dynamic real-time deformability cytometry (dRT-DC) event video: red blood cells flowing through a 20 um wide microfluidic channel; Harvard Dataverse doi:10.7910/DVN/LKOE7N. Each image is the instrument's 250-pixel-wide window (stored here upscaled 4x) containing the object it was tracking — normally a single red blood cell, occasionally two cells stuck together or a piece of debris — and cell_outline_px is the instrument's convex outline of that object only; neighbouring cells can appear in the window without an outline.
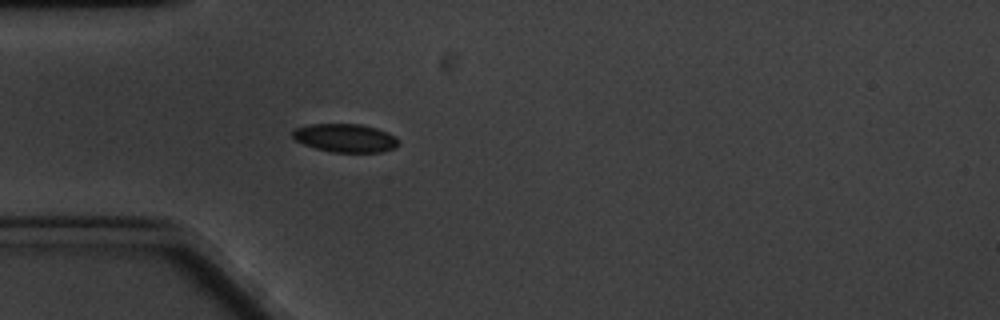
{"species": "common noctule bat (a hibernating species)", "species_latin": "Nyctalus noctula", "temperature_condition": "cold", "stored_images_in_passage": 45, "camera_frame_rate_fps": 3000, "um_per_image_px": 0.085, "animal": {"sex": "male", "body_mass_g": 20.1, "forearm_length_mm": 53.5}, "frame": {"image": 1, "passage_image": 1, "time_ms": 0.0, "image_size_px": [1000, 320], "cell_outline_px": [[400, 144], [396, 148], [384, 152], [332, 152], [316, 148], [304, 144], [296, 140], [292, 136], [292, 132], [296, 128], [312, 124], [360, 124], [376, 128], [388, 132], [396, 136], [400, 140]], "centroid_in_image_um": [29.42, 11.73], "position_along_channel_um": 55.6, "area_um2": 17.63}}
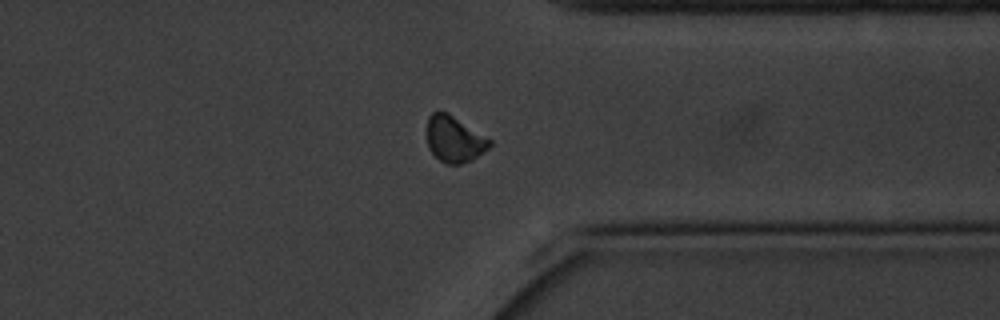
{"frame": {"image": 2, "passage_image": 31, "time_ms": 10.0, "image_size_px": [1000, 320], "cell_outline_px": [[492, 144], [484, 152], [472, 160], [460, 164], [448, 164], [440, 160], [428, 148], [424, 132], [424, 128], [428, 116], [432, 112], [448, 112], [492, 140]], "centroid_in_image_um": [38.57, 11.81], "position_along_channel_um": 372.8, "area_um2": 17.28}}
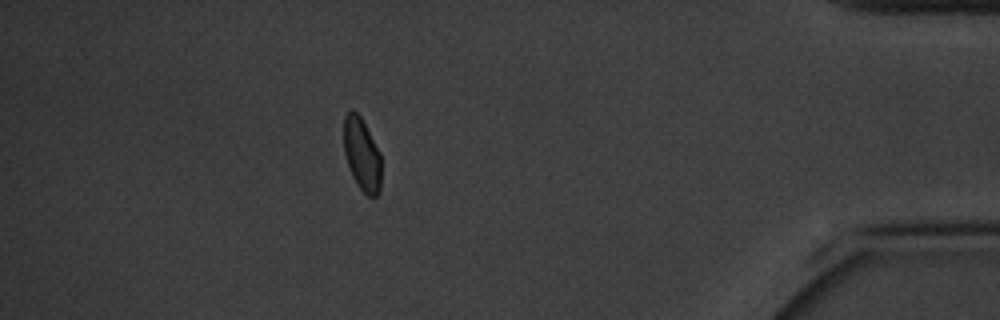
{"frame": {"image": 3, "passage_image": 38, "time_ms": 12.333, "image_size_px": [1000, 320], "cell_outline_px": [[380, 192], [376, 196], [368, 196], [360, 188], [352, 176], [344, 152], [344, 116], [352, 108], [360, 116], [380, 152]], "centroid_in_image_um": [30.75, 13.11], "position_along_channel_um": 404.4, "area_um2": 15.72}, "authors_computed_cell_mechanics": {"area_um2": 17.1666, "velocity_mm_per_s": 3.242, "shape_relaxation_time_tau1_ms": 3.1303, "shape_relaxation_time_tau2_ms": null, "deformation_change_tau1": 0.0678, "deformation_change_tau2": null}}